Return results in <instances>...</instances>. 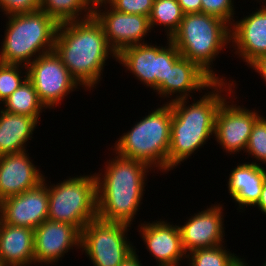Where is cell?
Here are the masks:
<instances>
[{
	"label": "cell",
	"instance_id": "6da1fadb",
	"mask_svg": "<svg viewBox=\"0 0 266 266\" xmlns=\"http://www.w3.org/2000/svg\"><path fill=\"white\" fill-rule=\"evenodd\" d=\"M230 82V83H229ZM215 81L211 91L205 92L199 100L193 98L169 102L172 108L170 146L168 150V171L190 158L193 153L214 136L215 116L225 96L231 95L236 81ZM234 83V84H233ZM225 91V92H224ZM228 93V94H224ZM188 104V105H187Z\"/></svg>",
	"mask_w": 266,
	"mask_h": 266
},
{
	"label": "cell",
	"instance_id": "7a4b0ae2",
	"mask_svg": "<svg viewBox=\"0 0 266 266\" xmlns=\"http://www.w3.org/2000/svg\"><path fill=\"white\" fill-rule=\"evenodd\" d=\"M54 51L85 91L100 83L107 59H117V54L107 42L103 26L94 15L58 24Z\"/></svg>",
	"mask_w": 266,
	"mask_h": 266
},
{
	"label": "cell",
	"instance_id": "3957f363",
	"mask_svg": "<svg viewBox=\"0 0 266 266\" xmlns=\"http://www.w3.org/2000/svg\"><path fill=\"white\" fill-rule=\"evenodd\" d=\"M114 155L106 161L103 174L95 173L97 218L131 226L140 211L147 173L155 169L143 161Z\"/></svg>",
	"mask_w": 266,
	"mask_h": 266
},
{
	"label": "cell",
	"instance_id": "277c9868",
	"mask_svg": "<svg viewBox=\"0 0 266 266\" xmlns=\"http://www.w3.org/2000/svg\"><path fill=\"white\" fill-rule=\"evenodd\" d=\"M170 41L182 57L196 63L214 81H225L212 67L220 51L231 44L230 26L224 20L202 12L184 14Z\"/></svg>",
	"mask_w": 266,
	"mask_h": 266
},
{
	"label": "cell",
	"instance_id": "5b68a950",
	"mask_svg": "<svg viewBox=\"0 0 266 266\" xmlns=\"http://www.w3.org/2000/svg\"><path fill=\"white\" fill-rule=\"evenodd\" d=\"M0 63L28 66L40 55L54 51L58 24L44 11L6 16Z\"/></svg>",
	"mask_w": 266,
	"mask_h": 266
},
{
	"label": "cell",
	"instance_id": "8992f818",
	"mask_svg": "<svg viewBox=\"0 0 266 266\" xmlns=\"http://www.w3.org/2000/svg\"><path fill=\"white\" fill-rule=\"evenodd\" d=\"M171 120V104L166 102L124 132L114 143L113 153L168 172Z\"/></svg>",
	"mask_w": 266,
	"mask_h": 266
},
{
	"label": "cell",
	"instance_id": "52a82bcc",
	"mask_svg": "<svg viewBox=\"0 0 266 266\" xmlns=\"http://www.w3.org/2000/svg\"><path fill=\"white\" fill-rule=\"evenodd\" d=\"M48 219L75 226L80 232L97 218V179L94 174L68 177L48 185Z\"/></svg>",
	"mask_w": 266,
	"mask_h": 266
},
{
	"label": "cell",
	"instance_id": "ba28073f",
	"mask_svg": "<svg viewBox=\"0 0 266 266\" xmlns=\"http://www.w3.org/2000/svg\"><path fill=\"white\" fill-rule=\"evenodd\" d=\"M130 228L124 223L96 218L81 230L80 248L93 266H119L137 249L126 237Z\"/></svg>",
	"mask_w": 266,
	"mask_h": 266
},
{
	"label": "cell",
	"instance_id": "9c48e42d",
	"mask_svg": "<svg viewBox=\"0 0 266 266\" xmlns=\"http://www.w3.org/2000/svg\"><path fill=\"white\" fill-rule=\"evenodd\" d=\"M176 46L167 38V44H138L123 49L116 62L122 64L144 86L155 91L165 80H168L170 68L181 58Z\"/></svg>",
	"mask_w": 266,
	"mask_h": 266
},
{
	"label": "cell",
	"instance_id": "30bf717a",
	"mask_svg": "<svg viewBox=\"0 0 266 266\" xmlns=\"http://www.w3.org/2000/svg\"><path fill=\"white\" fill-rule=\"evenodd\" d=\"M27 69L28 79L40 101L49 110L59 106L67 95L79 88L55 51L40 55Z\"/></svg>",
	"mask_w": 266,
	"mask_h": 266
},
{
	"label": "cell",
	"instance_id": "8fae6325",
	"mask_svg": "<svg viewBox=\"0 0 266 266\" xmlns=\"http://www.w3.org/2000/svg\"><path fill=\"white\" fill-rule=\"evenodd\" d=\"M236 92H232L231 97L226 96L219 106L215 116L214 138L222 146L223 151L239 154L246 150L250 133L255 121L261 116L257 109H247L243 105L234 104L232 98ZM228 97V98H227ZM229 98H232V102ZM229 99V101H227Z\"/></svg>",
	"mask_w": 266,
	"mask_h": 266
},
{
	"label": "cell",
	"instance_id": "7c38bea8",
	"mask_svg": "<svg viewBox=\"0 0 266 266\" xmlns=\"http://www.w3.org/2000/svg\"><path fill=\"white\" fill-rule=\"evenodd\" d=\"M93 15L103 26L107 42L117 55L127 47L146 44L144 38L152 31L149 17L119 12L109 4L97 7Z\"/></svg>",
	"mask_w": 266,
	"mask_h": 266
},
{
	"label": "cell",
	"instance_id": "4fadbf2b",
	"mask_svg": "<svg viewBox=\"0 0 266 266\" xmlns=\"http://www.w3.org/2000/svg\"><path fill=\"white\" fill-rule=\"evenodd\" d=\"M48 177L36 187L0 201L1 221L35 230L48 219Z\"/></svg>",
	"mask_w": 266,
	"mask_h": 266
},
{
	"label": "cell",
	"instance_id": "5bb4252c",
	"mask_svg": "<svg viewBox=\"0 0 266 266\" xmlns=\"http://www.w3.org/2000/svg\"><path fill=\"white\" fill-rule=\"evenodd\" d=\"M81 232L73 225L46 219L34 230L35 264H52L62 260L75 247L80 249Z\"/></svg>",
	"mask_w": 266,
	"mask_h": 266
},
{
	"label": "cell",
	"instance_id": "9a60e30c",
	"mask_svg": "<svg viewBox=\"0 0 266 266\" xmlns=\"http://www.w3.org/2000/svg\"><path fill=\"white\" fill-rule=\"evenodd\" d=\"M223 204H211L180 225L182 246L186 253L199 248L222 245L224 241Z\"/></svg>",
	"mask_w": 266,
	"mask_h": 266
},
{
	"label": "cell",
	"instance_id": "2e32d148",
	"mask_svg": "<svg viewBox=\"0 0 266 266\" xmlns=\"http://www.w3.org/2000/svg\"><path fill=\"white\" fill-rule=\"evenodd\" d=\"M146 222L139 225L138 232L158 266H180L187 253L182 246L179 224L174 225L164 219Z\"/></svg>",
	"mask_w": 266,
	"mask_h": 266
},
{
	"label": "cell",
	"instance_id": "e0dca14e",
	"mask_svg": "<svg viewBox=\"0 0 266 266\" xmlns=\"http://www.w3.org/2000/svg\"><path fill=\"white\" fill-rule=\"evenodd\" d=\"M230 38L235 54L249 66L266 54V4L248 16L236 20L230 27Z\"/></svg>",
	"mask_w": 266,
	"mask_h": 266
},
{
	"label": "cell",
	"instance_id": "ac0fdd59",
	"mask_svg": "<svg viewBox=\"0 0 266 266\" xmlns=\"http://www.w3.org/2000/svg\"><path fill=\"white\" fill-rule=\"evenodd\" d=\"M27 150L0 156V201L40 184L45 175L32 162Z\"/></svg>",
	"mask_w": 266,
	"mask_h": 266
},
{
	"label": "cell",
	"instance_id": "d6986e66",
	"mask_svg": "<svg viewBox=\"0 0 266 266\" xmlns=\"http://www.w3.org/2000/svg\"><path fill=\"white\" fill-rule=\"evenodd\" d=\"M214 82L196 63L181 57L170 68L168 80H165L154 92H157V95L160 94L159 97L163 99L171 96L169 103L179 99H189V97L191 99L193 97L191 93L208 91Z\"/></svg>",
	"mask_w": 266,
	"mask_h": 266
},
{
	"label": "cell",
	"instance_id": "ffe728a7",
	"mask_svg": "<svg viewBox=\"0 0 266 266\" xmlns=\"http://www.w3.org/2000/svg\"><path fill=\"white\" fill-rule=\"evenodd\" d=\"M229 174L228 193L240 210L255 207L261 197L262 188L266 181V168L250 162L238 163Z\"/></svg>",
	"mask_w": 266,
	"mask_h": 266
},
{
	"label": "cell",
	"instance_id": "44dd1931",
	"mask_svg": "<svg viewBox=\"0 0 266 266\" xmlns=\"http://www.w3.org/2000/svg\"><path fill=\"white\" fill-rule=\"evenodd\" d=\"M35 265L34 230L0 223V266Z\"/></svg>",
	"mask_w": 266,
	"mask_h": 266
},
{
	"label": "cell",
	"instance_id": "7402d4cb",
	"mask_svg": "<svg viewBox=\"0 0 266 266\" xmlns=\"http://www.w3.org/2000/svg\"><path fill=\"white\" fill-rule=\"evenodd\" d=\"M38 124L33 117L8 113L0 107V156L26 151Z\"/></svg>",
	"mask_w": 266,
	"mask_h": 266
},
{
	"label": "cell",
	"instance_id": "603a6c76",
	"mask_svg": "<svg viewBox=\"0 0 266 266\" xmlns=\"http://www.w3.org/2000/svg\"><path fill=\"white\" fill-rule=\"evenodd\" d=\"M1 104H3L1 108L4 107L2 110L8 113L33 117L38 122L41 113L47 109L40 101L38 93L28 78Z\"/></svg>",
	"mask_w": 266,
	"mask_h": 266
},
{
	"label": "cell",
	"instance_id": "cb8c5ba5",
	"mask_svg": "<svg viewBox=\"0 0 266 266\" xmlns=\"http://www.w3.org/2000/svg\"><path fill=\"white\" fill-rule=\"evenodd\" d=\"M40 10L46 12L57 24L84 20L93 15L84 0H40Z\"/></svg>",
	"mask_w": 266,
	"mask_h": 266
},
{
	"label": "cell",
	"instance_id": "d4e9b609",
	"mask_svg": "<svg viewBox=\"0 0 266 266\" xmlns=\"http://www.w3.org/2000/svg\"><path fill=\"white\" fill-rule=\"evenodd\" d=\"M184 13L177 0H154L149 16L151 30L155 26H163L167 35L171 36L178 30Z\"/></svg>",
	"mask_w": 266,
	"mask_h": 266
},
{
	"label": "cell",
	"instance_id": "484cf974",
	"mask_svg": "<svg viewBox=\"0 0 266 266\" xmlns=\"http://www.w3.org/2000/svg\"><path fill=\"white\" fill-rule=\"evenodd\" d=\"M218 245L211 248H199L187 253L186 259L190 266H229L236 254Z\"/></svg>",
	"mask_w": 266,
	"mask_h": 266
},
{
	"label": "cell",
	"instance_id": "4316f807",
	"mask_svg": "<svg viewBox=\"0 0 266 266\" xmlns=\"http://www.w3.org/2000/svg\"><path fill=\"white\" fill-rule=\"evenodd\" d=\"M27 78V66L0 63V104L19 88Z\"/></svg>",
	"mask_w": 266,
	"mask_h": 266
},
{
	"label": "cell",
	"instance_id": "83f0119b",
	"mask_svg": "<svg viewBox=\"0 0 266 266\" xmlns=\"http://www.w3.org/2000/svg\"><path fill=\"white\" fill-rule=\"evenodd\" d=\"M245 152L249 157L255 158L256 162L250 163L260 165L257 163L259 161L261 164H266V117L263 115L254 123Z\"/></svg>",
	"mask_w": 266,
	"mask_h": 266
},
{
	"label": "cell",
	"instance_id": "f1b7e54d",
	"mask_svg": "<svg viewBox=\"0 0 266 266\" xmlns=\"http://www.w3.org/2000/svg\"><path fill=\"white\" fill-rule=\"evenodd\" d=\"M234 0H201V12L224 20L230 27L235 13Z\"/></svg>",
	"mask_w": 266,
	"mask_h": 266
},
{
	"label": "cell",
	"instance_id": "f546056e",
	"mask_svg": "<svg viewBox=\"0 0 266 266\" xmlns=\"http://www.w3.org/2000/svg\"><path fill=\"white\" fill-rule=\"evenodd\" d=\"M154 0H112L109 5L116 11L149 17Z\"/></svg>",
	"mask_w": 266,
	"mask_h": 266
},
{
	"label": "cell",
	"instance_id": "4dcf8cb0",
	"mask_svg": "<svg viewBox=\"0 0 266 266\" xmlns=\"http://www.w3.org/2000/svg\"><path fill=\"white\" fill-rule=\"evenodd\" d=\"M0 11L5 16L40 10V0H0Z\"/></svg>",
	"mask_w": 266,
	"mask_h": 266
},
{
	"label": "cell",
	"instance_id": "1f68e13d",
	"mask_svg": "<svg viewBox=\"0 0 266 266\" xmlns=\"http://www.w3.org/2000/svg\"><path fill=\"white\" fill-rule=\"evenodd\" d=\"M184 14L200 13L201 0H177Z\"/></svg>",
	"mask_w": 266,
	"mask_h": 266
},
{
	"label": "cell",
	"instance_id": "d6a6232c",
	"mask_svg": "<svg viewBox=\"0 0 266 266\" xmlns=\"http://www.w3.org/2000/svg\"><path fill=\"white\" fill-rule=\"evenodd\" d=\"M249 66L257 72L266 83V54L257 58Z\"/></svg>",
	"mask_w": 266,
	"mask_h": 266
},
{
	"label": "cell",
	"instance_id": "836d02e7",
	"mask_svg": "<svg viewBox=\"0 0 266 266\" xmlns=\"http://www.w3.org/2000/svg\"><path fill=\"white\" fill-rule=\"evenodd\" d=\"M255 207L261 210L262 214L266 215V181L262 188L260 200Z\"/></svg>",
	"mask_w": 266,
	"mask_h": 266
},
{
	"label": "cell",
	"instance_id": "e575fe53",
	"mask_svg": "<svg viewBox=\"0 0 266 266\" xmlns=\"http://www.w3.org/2000/svg\"><path fill=\"white\" fill-rule=\"evenodd\" d=\"M139 256L137 252H135L132 256H130L125 262L120 264L119 266H143L141 260L139 261Z\"/></svg>",
	"mask_w": 266,
	"mask_h": 266
},
{
	"label": "cell",
	"instance_id": "d590c367",
	"mask_svg": "<svg viewBox=\"0 0 266 266\" xmlns=\"http://www.w3.org/2000/svg\"><path fill=\"white\" fill-rule=\"evenodd\" d=\"M112 0H84L88 7L94 11L97 7L109 4Z\"/></svg>",
	"mask_w": 266,
	"mask_h": 266
},
{
	"label": "cell",
	"instance_id": "8d00e7d4",
	"mask_svg": "<svg viewBox=\"0 0 266 266\" xmlns=\"http://www.w3.org/2000/svg\"><path fill=\"white\" fill-rule=\"evenodd\" d=\"M245 261L246 260L244 258L238 257L236 255V257L233 259L229 266H249L248 263Z\"/></svg>",
	"mask_w": 266,
	"mask_h": 266
}]
</instances>
